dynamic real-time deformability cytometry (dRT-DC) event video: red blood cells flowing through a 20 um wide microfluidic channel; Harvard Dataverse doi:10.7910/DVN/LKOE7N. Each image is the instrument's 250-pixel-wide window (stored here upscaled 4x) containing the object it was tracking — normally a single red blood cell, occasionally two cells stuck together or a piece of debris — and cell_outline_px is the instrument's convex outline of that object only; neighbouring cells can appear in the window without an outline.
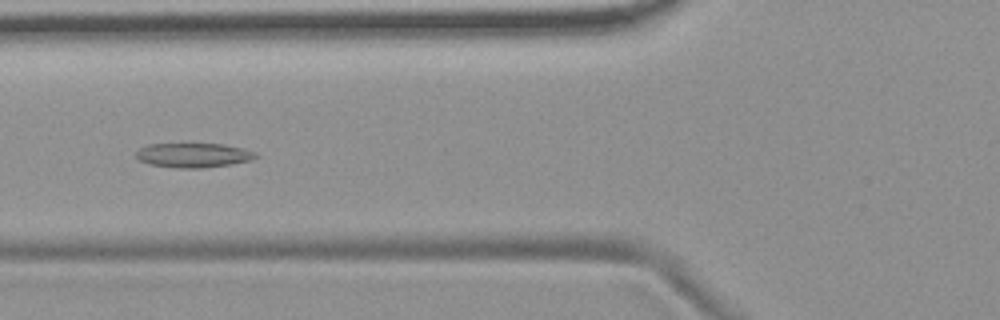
{"species": "common noctule bat (a hibernating species)", "species_latin": "Nyctalus noctula", "temperature_condition": "room temperature", "stored_images_in_passage": 10, "camera_frame_rate_fps": 3000, "um_per_image_px": 0.085, "animal": {"sex": "female", "body_mass_g": 19.9}, "frame": {"image": 1, "passage_image": 6, "time_ms": 7.0, "image_size_px": [1000, 320], "cell_outline_px": [[260, 156], [252, 160], [232, 164], [204, 168], [176, 168], [148, 164], [140, 160], [136, 156], [136, 152], [140, 148], [148, 144], [224, 144], [244, 148], [256, 152]], "centroid_in_image_um": [16.49, 13.2], "position_along_channel_um": 109.3, "area_um2": 17.22}}
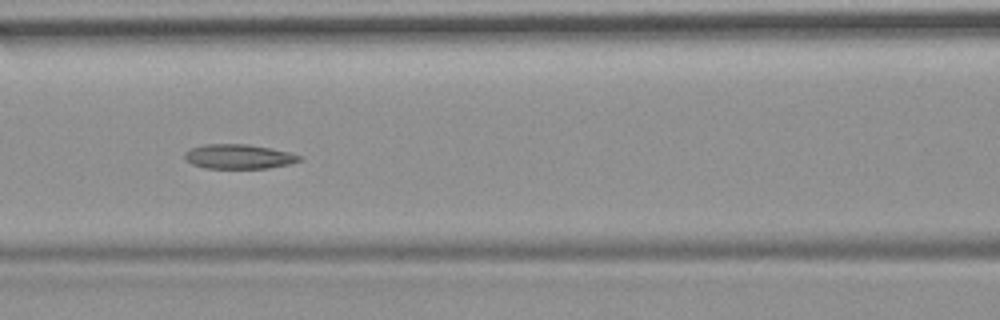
{"frame": {"image": 2, "passage_image": 7, "time_ms": 8.0, "image_size_px": [1000, 320], "cell_outline_px": [[304, 160], [292, 164], [268, 168], [204, 168], [192, 164], [184, 160], [184, 152], [188, 148], [204, 144], [248, 144], [272, 148], [292, 152], [304, 156]], "centroid_in_image_um": [20.34, 13.3], "position_along_channel_um": 146.3, "area_um2": 16.94}}